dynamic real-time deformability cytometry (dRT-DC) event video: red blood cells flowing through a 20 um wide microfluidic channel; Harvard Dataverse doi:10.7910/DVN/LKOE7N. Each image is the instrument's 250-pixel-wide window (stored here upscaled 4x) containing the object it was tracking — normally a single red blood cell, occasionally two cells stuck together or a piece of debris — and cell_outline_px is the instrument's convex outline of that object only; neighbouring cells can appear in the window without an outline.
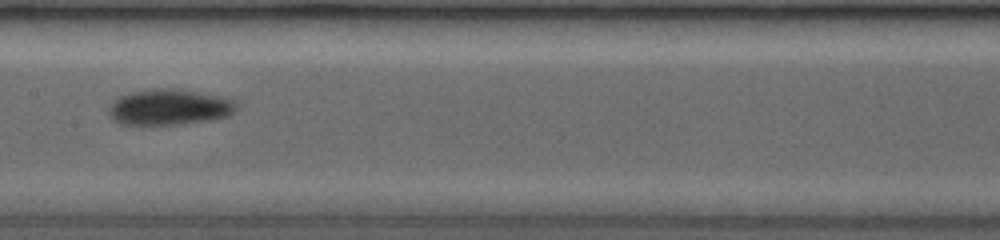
{"species": "common noctule bat (a hibernating species)", "species_latin": "Nyctalus noctula", "temperature_condition": "room temperature", "stored_images_in_passage": 5, "camera_frame_rate_fps": 3500, "um_per_image_px": 0.085, "animal": {"sex": "female", "body_mass_g": 19.0, "forearm_length_mm": 53.3}, "frame": {"image": 1, "passage_image": 4, "time_ms": 3.143, "image_size_px": [1000, 240], "cell_outline_px": [[236, 104], [232, 112], [228, 116], [204, 120], [172, 124], [124, 124], [112, 120], [112, 104], [120, 96], [136, 92], [188, 92], [228, 100]], "centroid_in_image_um": [14.32, 9.18], "position_along_channel_um": 193.1, "area_um2": 23.81}}
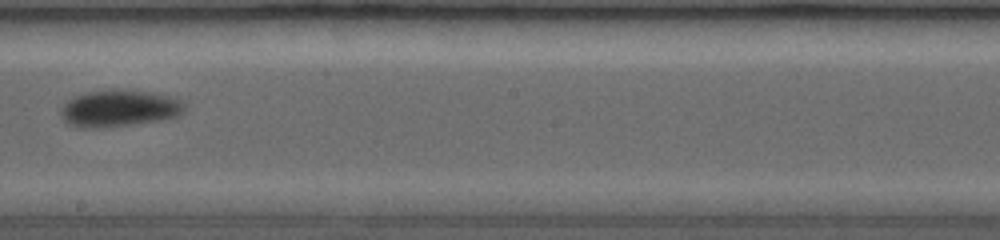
{"frame": {"image": 2, "passage_image": 5, "time_ms": 4.286, "image_size_px": [1000, 240], "cell_outline_px": [[184, 108], [176, 116], [156, 120], [128, 124], [80, 128], [68, 124], [60, 116], [60, 112], [64, 104], [68, 100], [76, 96], [92, 92], [112, 88], [140, 92], [160, 96], [176, 100]], "centroid_in_image_um": [9.97, 9.22], "position_along_channel_um": 238.2, "area_um2": 25.03}}